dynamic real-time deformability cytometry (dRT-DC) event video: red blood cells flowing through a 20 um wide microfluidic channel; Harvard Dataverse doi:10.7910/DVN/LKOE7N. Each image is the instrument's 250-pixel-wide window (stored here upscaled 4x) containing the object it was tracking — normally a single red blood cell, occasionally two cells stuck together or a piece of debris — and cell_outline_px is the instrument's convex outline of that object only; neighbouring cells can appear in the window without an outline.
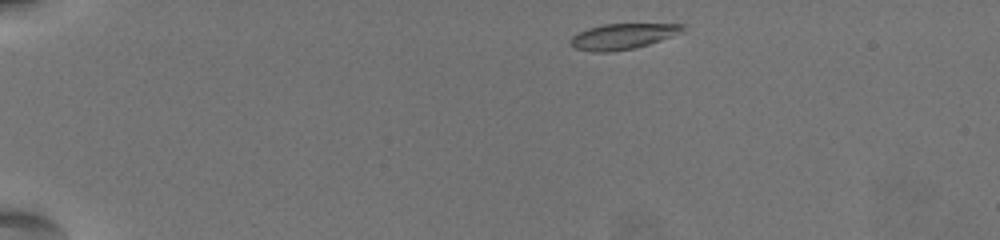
{"species": "common noctule bat (a hibernating species)", "species_latin": "Nyctalus noctula", "temperature_condition": "warm", "stored_images_in_passage": 28, "camera_frame_rate_fps": 3000, "um_per_image_px": 0.085, "animal": {"sex": "female", "body_mass_g": 19.5, "forearm_length_mm": 54.1}, "frame": {"image": 1, "passage_image": 1, "time_ms": 0.0, "image_size_px": [1000, 240], "cell_outline_px": [[684, 32], [648, 44], [632, 48], [608, 52], [592, 52], [576, 48], [568, 44], [568, 40], [572, 36], [588, 28], [604, 24], [684, 24]], "centroid_in_image_um": [52.9, 3.09], "position_along_channel_um": 32.1, "area_um2": 16.65}}
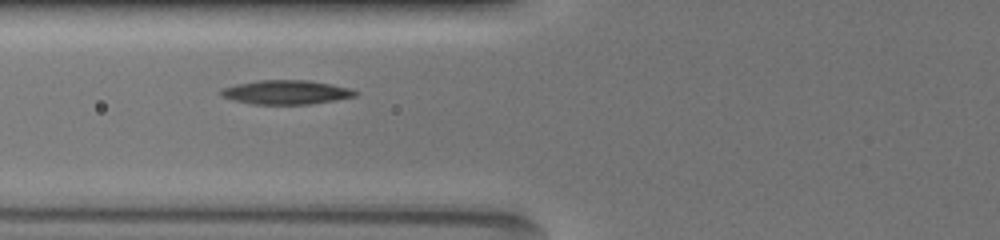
{"frame": {"image": 2, "passage_image": 15, "time_ms": 4.667, "image_size_px": [1000, 240], "cell_outline_px": [[360, 92], [356, 96], [336, 100], [308, 104], [252, 104], [220, 96], [220, 88], [236, 84], [260, 80], [308, 80], [332, 84], [348, 88]], "centroid_in_image_um": [24.32, 7.83], "position_along_channel_um": 101.5, "area_um2": 18.84}}
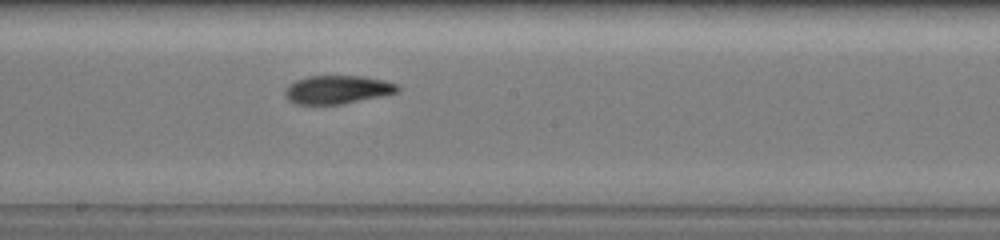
{"frame": {"image": 3, "passage_image": 25, "time_ms": 8.0, "image_size_px": [1000, 240], "cell_outline_px": [[400, 92], [340, 104], [296, 104], [288, 100], [284, 96], [284, 92], [288, 84], [296, 80], [308, 76], [364, 76], [384, 80], [400, 84]], "centroid_in_image_um": [28.69, 7.61], "position_along_channel_um": 219.5, "area_um2": 18.73}}